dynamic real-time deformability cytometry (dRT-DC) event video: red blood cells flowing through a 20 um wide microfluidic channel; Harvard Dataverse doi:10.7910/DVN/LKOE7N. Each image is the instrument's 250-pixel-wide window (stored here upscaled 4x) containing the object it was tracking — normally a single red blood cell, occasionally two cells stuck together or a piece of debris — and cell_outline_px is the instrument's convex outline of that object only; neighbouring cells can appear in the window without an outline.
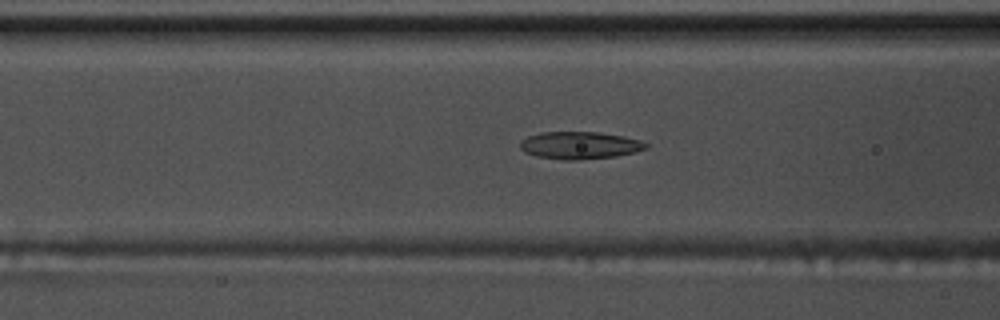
{"species": "common noctule bat (a hibernating species)", "species_latin": "Nyctalus noctula", "temperature_condition": "warm", "stored_images_in_passage": 56, "camera_frame_rate_fps": 3000, "um_per_image_px": 0.085, "animal": {"sex": "male", "body_mass_g": 17.5, "forearm_length_mm": 52.3}, "frame": {"image": 1, "passage_image": 23, "time_ms": 7.333, "image_size_px": [1000, 320], "cell_outline_px": [[648, 148], [636, 152], [616, 156], [580, 160], [564, 160], [536, 156], [524, 152], [520, 148], [520, 140], [528, 136], [540, 132], [600, 132], [624, 136], [640, 140], [648, 144]], "centroid_in_image_um": [49.28, 12.35], "position_along_channel_um": 117.3, "area_um2": 20.29}}
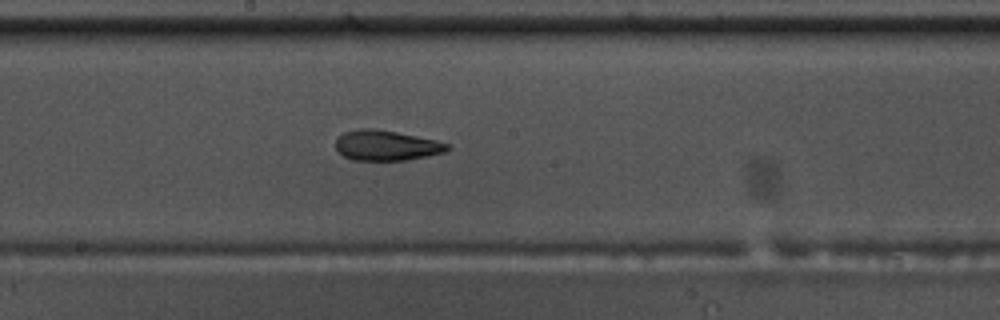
{"frame": {"image": 2, "passage_image": 31, "time_ms": 10.0, "image_size_px": [1000, 320], "cell_outline_px": [[452, 148], [444, 152], [428, 156], [404, 160], [352, 160], [344, 156], [336, 148], [336, 140], [344, 132], [356, 128], [376, 128], [436, 140], [452, 144]], "centroid_in_image_um": [32.87, 12.35], "position_along_channel_um": 215.3, "area_um2": 19.77}}
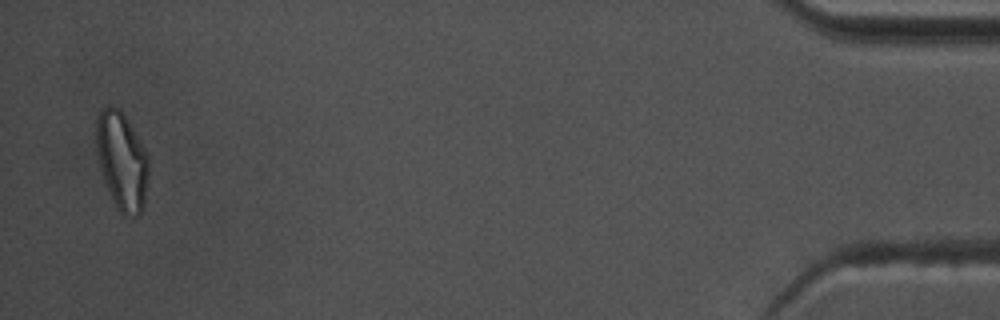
{"frame": {"image": 3, "passage_image": 55, "time_ms": 18.0, "image_size_px": [1000, 320], "cell_outline_px": [[148, 176], [144, 204], [140, 212], [136, 216], [124, 216], [116, 208], [112, 200], [104, 180], [100, 168], [96, 152], [96, 116], [104, 108], [112, 104], [120, 108], [148, 156]], "centroid_in_image_um": [10.33, 13.68], "position_along_channel_um": 424.9, "area_um2": 29.77}, "authors_computed_cell_mechanics": {"area_um2": 20.9236, "velocity_mm_per_s": 3.6918, "shape_relaxation_time_tau1_ms": null, "shape_relaxation_time_tau2_ms": 2.4704, "deformation_change_tau1": null, "deformation_change_tau2": 0.1045}}